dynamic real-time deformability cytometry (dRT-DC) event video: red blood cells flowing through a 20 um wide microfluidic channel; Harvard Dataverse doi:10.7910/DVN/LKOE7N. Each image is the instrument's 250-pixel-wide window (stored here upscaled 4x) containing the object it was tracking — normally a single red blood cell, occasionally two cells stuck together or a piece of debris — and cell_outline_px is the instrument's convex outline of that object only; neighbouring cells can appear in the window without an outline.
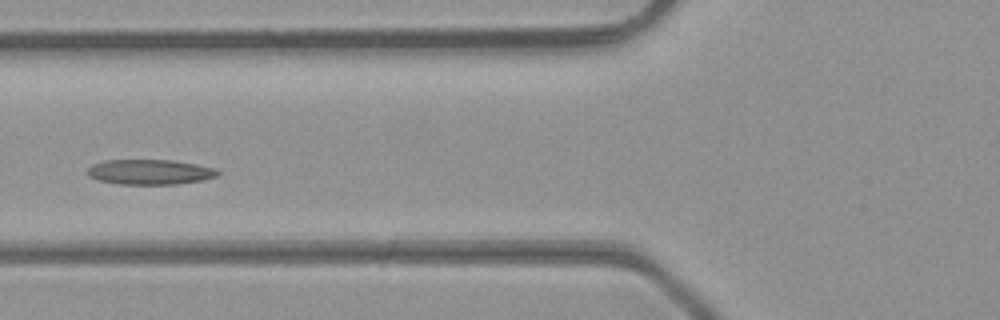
{"species": "common noctule bat (a hibernating species)", "species_latin": "Nyctalus noctula", "temperature_condition": "room temperature", "stored_images_in_passage": 5, "camera_frame_rate_fps": 3000, "um_per_image_px": 0.085, "animal": {"sex": "male", "body_mass_g": 23.1, "forearm_length_mm": 52.7}, "frame": {"image": 1, "passage_image": 5, "time_ms": 1.333, "image_size_px": [1000, 320], "cell_outline_px": [[220, 172], [216, 176], [204, 180], [176, 184], [120, 184], [96, 180], [88, 176], [88, 168], [92, 164], [104, 160], [172, 160], [196, 164], [216, 168]], "centroid_in_image_um": [12.73, 14.62], "position_along_channel_um": 113.1, "area_um2": 19.13}}